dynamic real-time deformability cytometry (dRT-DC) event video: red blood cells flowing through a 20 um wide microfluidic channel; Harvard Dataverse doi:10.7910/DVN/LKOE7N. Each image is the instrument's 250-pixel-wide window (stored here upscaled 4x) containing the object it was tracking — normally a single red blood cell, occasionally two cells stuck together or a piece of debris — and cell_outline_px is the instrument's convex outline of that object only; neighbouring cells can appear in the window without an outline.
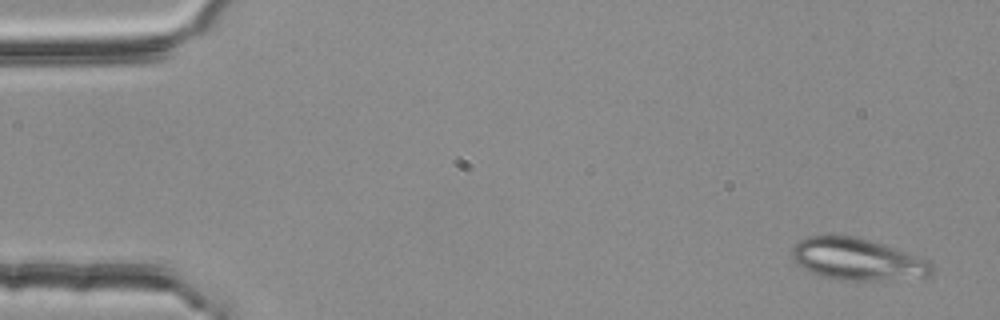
{"species": "common noctule bat (a hibernating species)", "species_latin": "Nyctalus noctula", "temperature_condition": "room temperature", "stored_images_in_passage": 4, "camera_frame_rate_fps": 3000, "um_per_image_px": 0.085, "animal": {"sex": "female", "body_mass_g": 25.1}, "frame": {"image": 1, "passage_image": 1, "time_ms": 0.0, "image_size_px": [1000, 320], "cell_outline_px": [[936, 268], [932, 276], [876, 280], [836, 280], [820, 276], [804, 268], [792, 256], [792, 248], [800, 240], [808, 236], [852, 236], [868, 240], [928, 260]], "centroid_in_image_um": [72.9, 22.06], "position_along_channel_um": 12.1, "area_um2": 33.52}}